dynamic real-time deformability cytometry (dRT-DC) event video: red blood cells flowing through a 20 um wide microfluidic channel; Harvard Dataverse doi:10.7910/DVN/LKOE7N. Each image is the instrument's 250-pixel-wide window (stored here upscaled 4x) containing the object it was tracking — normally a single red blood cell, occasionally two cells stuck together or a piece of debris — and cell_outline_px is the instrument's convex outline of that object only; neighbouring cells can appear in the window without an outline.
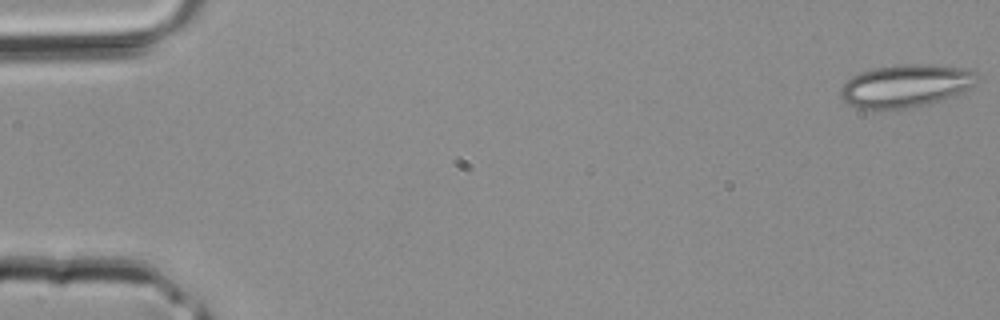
{"species": "common noctule bat (a hibernating species)", "species_latin": "Nyctalus noctula", "temperature_condition": "room temperature", "stored_images_in_passage": 40, "camera_frame_rate_fps": 3000, "um_per_image_px": 0.085, "animal": {"sex": "male", "body_mass_g": 20.4}, "frame": {"image": 1, "passage_image": 1, "time_ms": 0.0, "image_size_px": [1000, 320], "cell_outline_px": [[980, 80], [976, 84], [964, 92], [940, 100], [908, 108], [876, 112], [856, 108], [848, 104], [840, 96], [840, 88], [852, 76], [860, 72], [876, 68], [900, 64], [936, 64], [964, 68], [976, 72], [980, 76]], "centroid_in_image_um": [76.99, 7.31], "position_along_channel_um": 8.0, "area_um2": 34.8}}
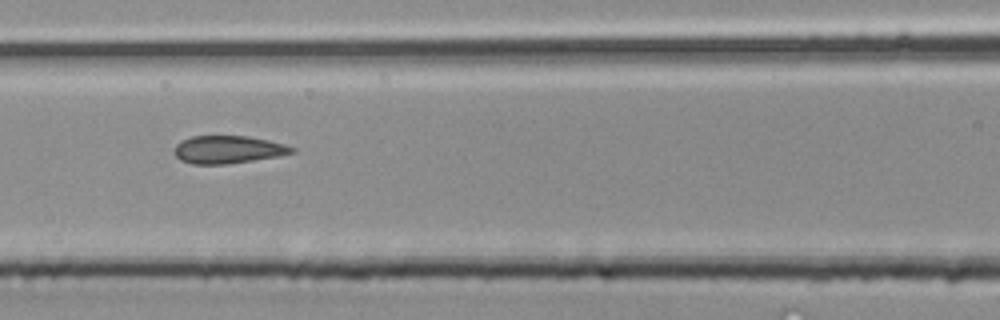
{"frame": {"image": 2, "passage_image": 18, "time_ms": 5.667, "image_size_px": [1000, 320], "cell_outline_px": [[296, 152], [280, 156], [224, 164], [192, 164], [180, 160], [172, 152], [176, 144], [180, 140], [192, 136], [248, 136], [268, 140], [284, 144], [296, 148]], "centroid_in_image_um": [19.36, 12.71], "position_along_channel_um": 147.2, "area_um2": 19.13}}
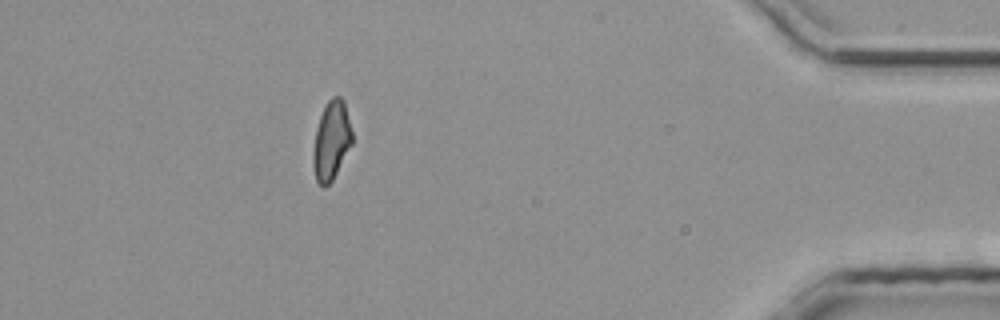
{"frame": {"image": 3, "passage_image": 36, "time_ms": 11.667, "image_size_px": [1000, 320], "cell_outline_px": [[352, 144], [332, 180], [324, 188], [316, 180], [312, 164], [312, 156], [316, 128], [320, 116], [328, 100], [332, 96], [340, 96], [344, 100], [352, 132]], "centroid_in_image_um": [28.16, 11.94], "position_along_channel_um": 407.0, "area_um2": 17.86}}